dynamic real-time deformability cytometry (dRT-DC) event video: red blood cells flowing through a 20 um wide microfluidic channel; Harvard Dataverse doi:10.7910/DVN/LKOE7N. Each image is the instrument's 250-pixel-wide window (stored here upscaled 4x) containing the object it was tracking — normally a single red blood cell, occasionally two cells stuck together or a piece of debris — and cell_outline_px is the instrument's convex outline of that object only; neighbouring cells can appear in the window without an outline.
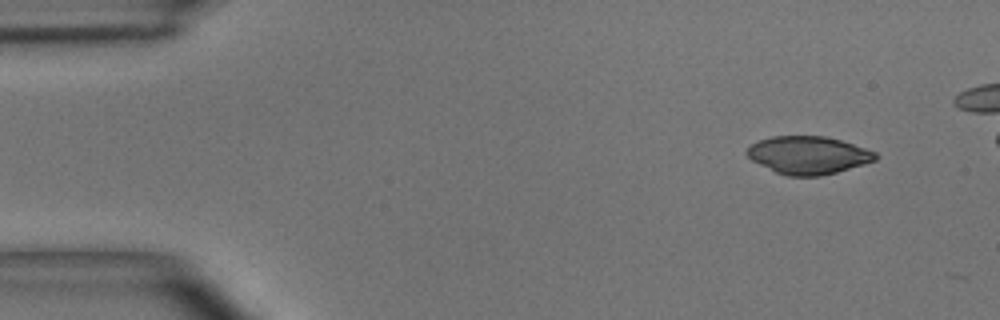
{"species": "common noctule bat (a hibernating species)", "species_latin": "Nyctalus noctula", "temperature_condition": "room temperature", "stored_images_in_passage": 7, "camera_frame_rate_fps": 3000, "um_per_image_px": 0.085, "animal": {"sex": "male", "body_mass_g": 15.6}, "frame": {"image": 1, "passage_image": 1, "time_ms": 0.0, "image_size_px": [1000, 320], "cell_outline_px": [[876, 160], [864, 164], [836, 172], [820, 176], [788, 176], [776, 172], [752, 160], [744, 152], [752, 144], [760, 140], [772, 136], [824, 136], [840, 140], [876, 152]], "centroid_in_image_um": [68.68, 13.19], "position_along_channel_um": 16.3, "area_um2": 27.98}}